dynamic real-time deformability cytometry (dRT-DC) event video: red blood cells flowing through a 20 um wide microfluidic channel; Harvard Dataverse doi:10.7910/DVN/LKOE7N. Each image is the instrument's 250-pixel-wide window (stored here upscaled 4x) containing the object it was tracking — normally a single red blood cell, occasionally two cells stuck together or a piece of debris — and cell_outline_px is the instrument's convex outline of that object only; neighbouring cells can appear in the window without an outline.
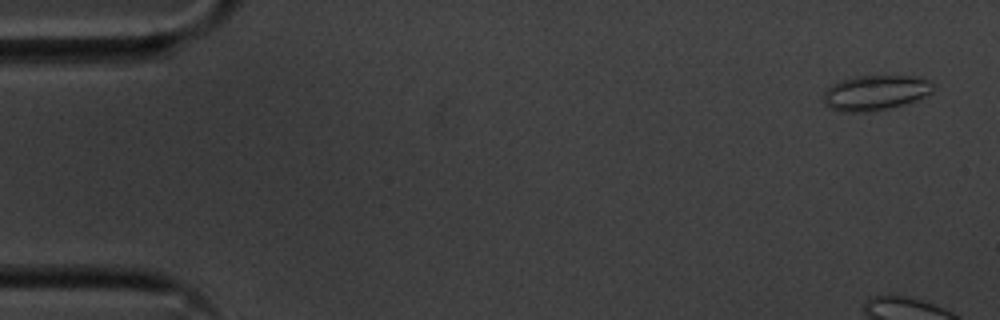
{"species": "common noctule bat (a hibernating species)", "species_latin": "Nyctalus noctula", "temperature_condition": "cold", "stored_images_in_passage": 9, "camera_frame_rate_fps": 3000, "um_per_image_px": 0.085, "animal": {"sex": "male", "body_mass_g": 20.1, "forearm_length_mm": 53.5}, "frame": {"image": 1, "passage_image": 3, "time_ms": 0.667, "image_size_px": [1000, 320], "cell_outline_px": [[936, 84], [932, 92], [916, 100], [904, 104], [888, 108], [868, 112], [840, 112], [828, 108], [824, 104], [824, 92], [832, 84], [840, 80], [856, 76], [912, 76], [932, 80]], "centroid_in_image_um": [74.41, 7.88], "position_along_channel_um": 10.6, "area_um2": 22.66}}